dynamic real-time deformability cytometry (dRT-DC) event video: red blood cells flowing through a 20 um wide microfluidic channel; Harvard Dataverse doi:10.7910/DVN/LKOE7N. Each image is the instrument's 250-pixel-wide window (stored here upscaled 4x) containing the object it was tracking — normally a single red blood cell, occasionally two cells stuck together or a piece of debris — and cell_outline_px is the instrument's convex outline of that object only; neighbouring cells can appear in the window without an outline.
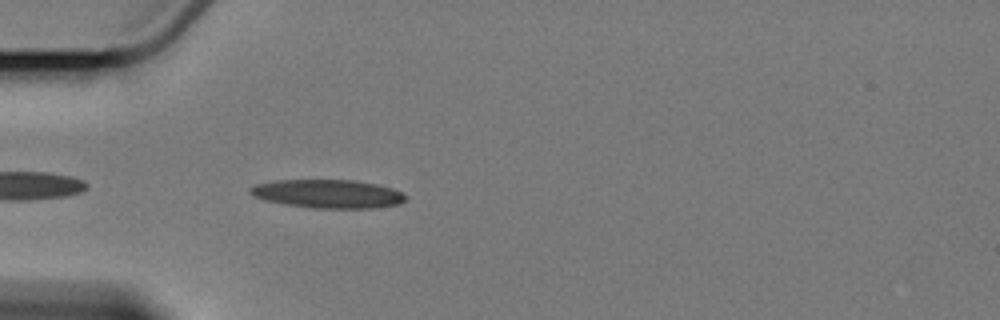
{"species": "Egyptian fruit bat (a non-hibernating species)", "species_latin": "Rousettus aegyptiacus", "temperature_condition": "cold", "stored_images_in_passage": 1, "camera_frame_rate_fps": 3000, "um_per_image_px": 0.085, "animal": {"sex": "female"}, "frame": {"image": 1, "passage_image": 1, "time_ms": 0.0, "image_size_px": [1000, 320], "cell_outline_px": [[408, 196], [400, 204], [372, 208], [316, 208], [288, 204], [264, 200], [252, 196], [248, 192], [248, 188], [256, 184], [276, 180], [356, 180], [376, 184], [392, 188]], "centroid_in_image_um": [27.86, 16.47], "position_along_channel_um": 57.1, "area_um2": 25.78}}